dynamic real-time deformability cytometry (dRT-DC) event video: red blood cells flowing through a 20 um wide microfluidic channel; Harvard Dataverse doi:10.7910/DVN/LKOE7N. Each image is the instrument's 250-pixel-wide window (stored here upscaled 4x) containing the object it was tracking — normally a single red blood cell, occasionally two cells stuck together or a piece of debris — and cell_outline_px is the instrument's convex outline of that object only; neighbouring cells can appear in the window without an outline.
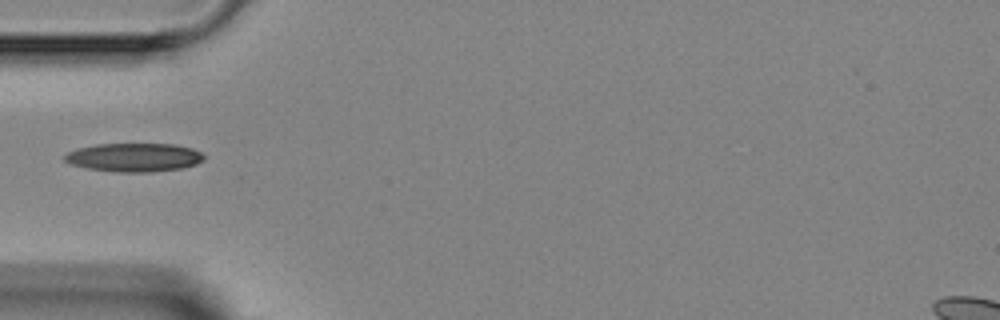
{"species": "Egyptian fruit bat (a non-hibernating species)", "species_latin": "Rousettus aegyptiacus", "temperature_condition": "room temperature", "stored_images_in_passage": 4, "camera_frame_rate_fps": 3000, "um_per_image_px": 0.085, "animal": {"sex": "female"}, "frame": {"image": 1, "passage_image": 3, "time_ms": 2.333, "image_size_px": [1000, 320], "cell_outline_px": [[204, 160], [196, 164], [180, 168], [152, 172], [116, 172], [88, 168], [72, 164], [64, 160], [64, 156], [68, 152], [76, 148], [96, 144], [176, 144], [192, 148], [200, 152], [204, 156]], "centroid_in_image_um": [11.4, 13.37], "position_along_channel_um": 73.6, "area_um2": 23.18}}
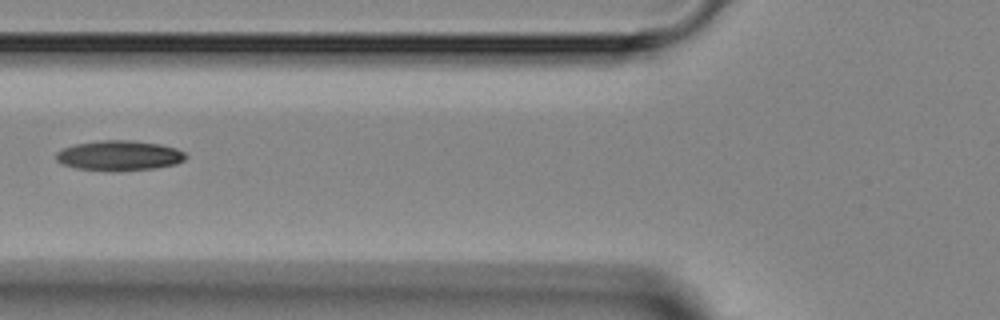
{"frame": {"image": 2, "passage_image": 4, "time_ms": 3.333, "image_size_px": [1000, 320], "cell_outline_px": [[188, 156], [184, 160], [176, 164], [156, 168], [116, 172], [112, 172], [76, 168], [64, 164], [56, 160], [56, 152], [72, 144], [100, 140], [132, 140], [160, 144], [176, 148], [184, 152]], "centroid_in_image_um": [10.14, 13.23], "position_along_channel_um": 115.7, "area_um2": 23.06}}